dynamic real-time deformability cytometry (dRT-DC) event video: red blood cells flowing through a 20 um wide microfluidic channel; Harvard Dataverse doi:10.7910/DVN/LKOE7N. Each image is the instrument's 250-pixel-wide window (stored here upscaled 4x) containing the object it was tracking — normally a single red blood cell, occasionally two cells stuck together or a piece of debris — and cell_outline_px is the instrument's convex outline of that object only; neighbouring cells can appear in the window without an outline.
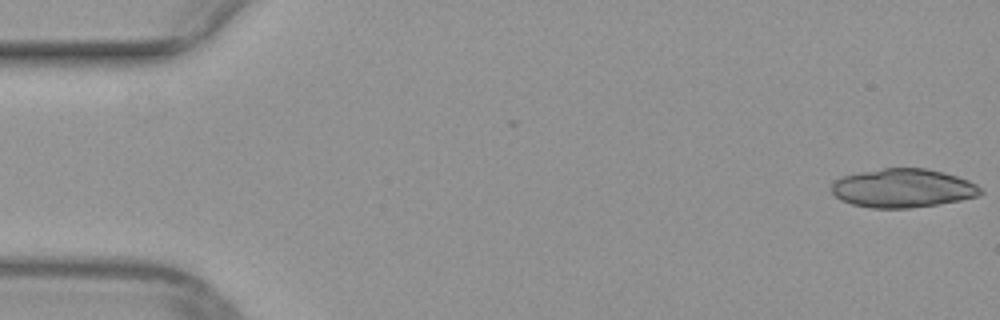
{"species": "common noctule bat (a hibernating species)", "species_latin": "Nyctalus noctula", "temperature_condition": "warm", "stored_images_in_passage": 11, "camera_frame_rate_fps": 3000, "um_per_image_px": 0.085, "animal": {"sex": "female", "body_mass_g": 29.2, "forearm_length_mm": 56.3}, "frame": {"image": 1, "passage_image": 1, "time_ms": 0.0, "image_size_px": [1000, 320], "cell_outline_px": [[984, 192], [976, 196], [960, 200], [936, 204], [908, 208], [872, 208], [852, 204], [840, 200], [832, 192], [832, 184], [836, 180], [844, 176], [860, 172], [884, 168], [924, 168], [944, 172], [968, 180], [976, 184]], "centroid_in_image_um": [76.74, 15.99], "position_along_channel_um": 8.3, "area_um2": 33.35}}